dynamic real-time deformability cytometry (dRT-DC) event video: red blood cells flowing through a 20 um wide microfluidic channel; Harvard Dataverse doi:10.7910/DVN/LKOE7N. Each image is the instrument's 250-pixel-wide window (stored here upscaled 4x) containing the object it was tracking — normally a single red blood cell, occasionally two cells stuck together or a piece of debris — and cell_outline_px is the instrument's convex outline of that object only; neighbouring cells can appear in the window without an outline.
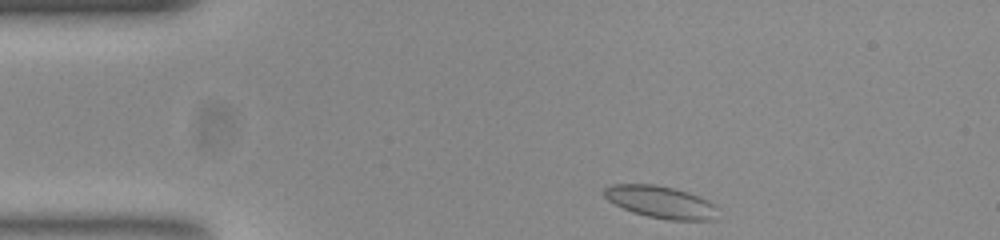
{"species": "common noctule bat (a hibernating species)", "species_latin": "Nyctalus noctula", "temperature_condition": "room temperature", "stored_images_in_passage": 45, "camera_frame_rate_fps": 3000, "um_per_image_px": 0.085, "animal": {"sex": "female", "body_mass_g": 23.0, "forearm_length_mm": 53.4}, "frame": {"image": 1, "passage_image": 1, "time_ms": 0.0, "image_size_px": [1000, 240], "cell_outline_px": [[712, 204], [708, 220], [672, 220], [648, 216], [632, 212], [608, 200], [604, 196], [604, 188], [612, 184], [656, 184], [688, 192]], "centroid_in_image_um": [55.98, 17.14], "position_along_channel_um": 29.0, "area_um2": 20.29}}
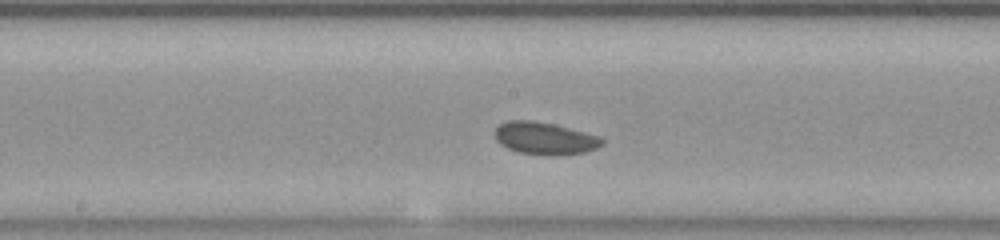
{"frame": {"image": 2, "passage_image": 19, "time_ms": 6.0, "image_size_px": [1000, 240], "cell_outline_px": [[604, 144], [596, 148], [584, 152], [520, 152], [508, 148], [500, 144], [496, 140], [496, 128], [500, 124], [508, 120], [532, 120], [552, 124], [600, 136], [604, 140]], "centroid_in_image_um": [46.28, 11.7], "position_along_channel_um": 201.9, "area_um2": 19.07}}
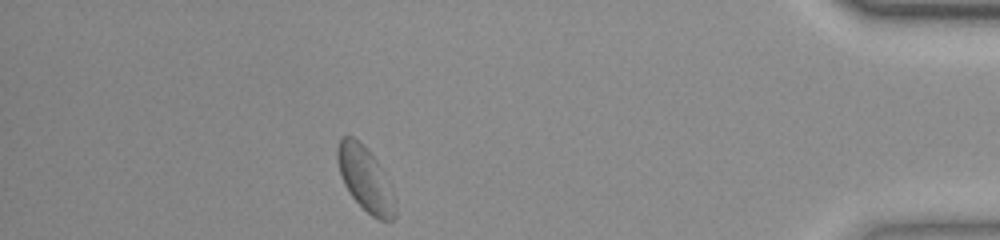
{"frame": {"image": 3, "passage_image": 39, "time_ms": 12.667, "image_size_px": [1000, 240], "cell_outline_px": [[396, 216], [392, 220], [380, 220], [372, 216], [352, 196], [344, 184], [340, 172], [336, 156], [336, 148], [340, 140], [344, 136], [352, 136], [376, 160], [396, 200]], "centroid_in_image_um": [31.04, 15.25], "position_along_channel_um": 404.2, "area_um2": 20.92}, "authors_computed_cell_mechanics": {"area_um2": 19.7676, "velocity_mm_per_s": 3.7932, "shape_relaxation_time_tau1_ms": null, "shape_relaxation_time_tau2_ms": 2.1867, "deformation_change_tau1": null, "deformation_change_tau2": 0.0576}}